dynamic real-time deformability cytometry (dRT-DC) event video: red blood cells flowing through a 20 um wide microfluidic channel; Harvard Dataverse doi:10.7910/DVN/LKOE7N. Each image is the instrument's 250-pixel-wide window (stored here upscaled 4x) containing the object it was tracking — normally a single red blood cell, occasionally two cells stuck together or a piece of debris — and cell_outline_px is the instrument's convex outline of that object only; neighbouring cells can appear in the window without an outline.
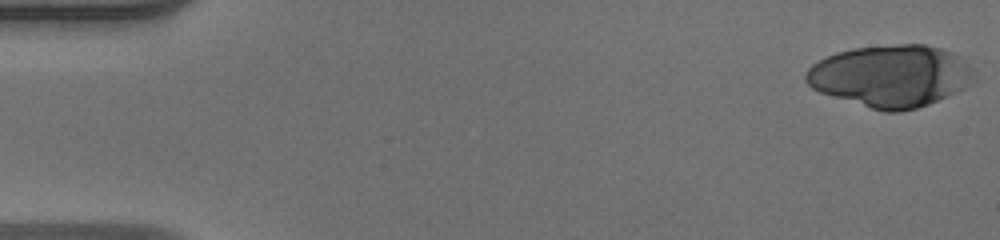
{"species": "human", "species_latin": "Homo sapiens", "temperature_condition": "warm", "stored_images_in_passage": 30, "camera_frame_rate_fps": 3000, "um_per_image_px": 0.085, "donor": {"sex": "male"}, "frame": {"image": 1, "passage_image": 1, "time_ms": 0.0, "image_size_px": [1000, 240], "cell_outline_px": [[976, 80], [972, 84], [948, 96], [928, 104], [916, 108], [896, 112], [884, 112], [820, 92], [812, 88], [804, 80], [804, 72], [812, 64], [836, 52], [852, 48], [900, 44], [924, 44], [940, 48], [952, 52], [968, 64], [972, 68]], "centroid_in_image_um": [75.72, 6.45], "position_along_channel_um": 9.3, "area_um2": 60.69}}
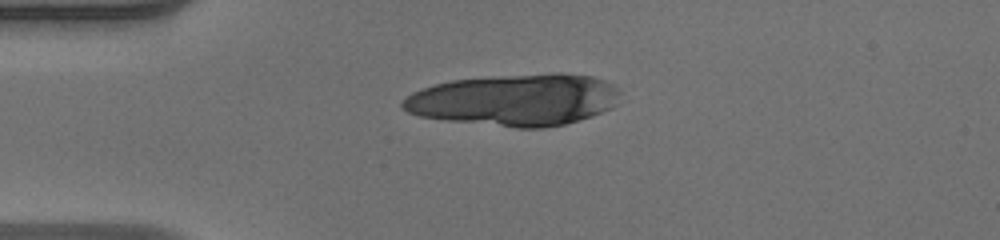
{"frame": {"image": 2, "passage_image": 12, "time_ms": 3.667, "image_size_px": [1000, 240], "cell_outline_px": [[620, 92], [616, 104], [612, 108], [592, 116], [580, 120], [564, 124], [544, 128], [516, 128], [448, 120], [420, 116], [408, 112], [400, 108], [400, 104], [412, 92], [436, 84], [452, 80], [496, 76], [552, 72], [560, 72], [592, 76], [604, 80], [612, 84]], "centroid_in_image_um": [43.8, 8.48], "position_along_channel_um": 41.2, "area_um2": 65.72}}